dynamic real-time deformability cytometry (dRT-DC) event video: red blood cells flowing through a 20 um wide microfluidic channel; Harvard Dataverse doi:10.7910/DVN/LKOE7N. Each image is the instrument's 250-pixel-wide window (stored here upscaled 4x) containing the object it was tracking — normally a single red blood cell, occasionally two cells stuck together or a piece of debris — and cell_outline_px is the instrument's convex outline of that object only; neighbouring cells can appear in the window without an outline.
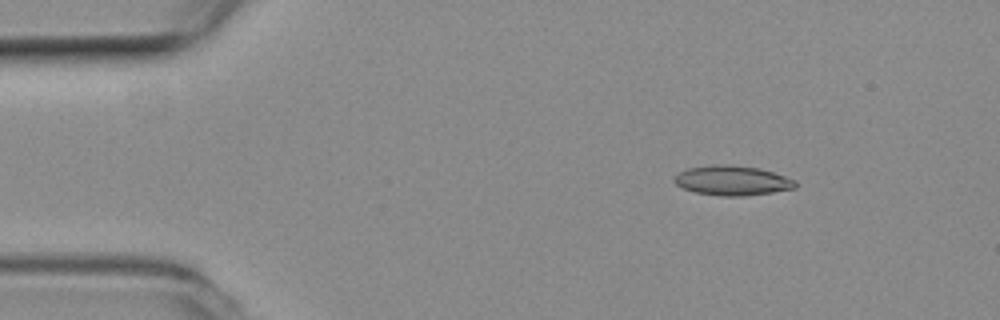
{"species": "common noctule bat (a hibernating species)", "species_latin": "Nyctalus noctula", "temperature_condition": "room temperature", "stored_images_in_passage": 5, "camera_frame_rate_fps": 3000, "um_per_image_px": 0.085, "animal": {"sex": "female", "body_mass_g": 19.3, "forearm_length_mm": 54.1}, "frame": {"image": 1, "passage_image": 2, "time_ms": 0.333, "image_size_px": [1000, 320], "cell_outline_px": [[796, 188], [772, 192], [744, 196], [720, 196], [696, 192], [684, 188], [676, 184], [672, 180], [680, 172], [688, 168], [712, 164], [724, 164], [756, 168], [772, 172], [796, 180]], "centroid_in_image_um": [62.23, 15.35], "position_along_channel_um": 22.8, "area_um2": 20.75}}
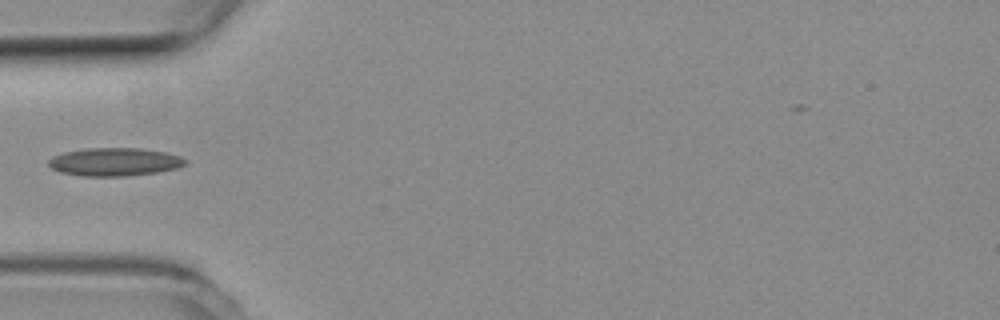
{"frame": {"image": 2, "passage_image": 5, "time_ms": 1.333, "image_size_px": [1000, 320], "cell_outline_px": [[188, 160], [180, 168], [156, 172], [124, 176], [84, 176], [60, 172], [52, 168], [48, 164], [48, 160], [52, 156], [64, 152], [88, 148], [140, 148], [164, 152], [180, 156]], "centroid_in_image_um": [9.74, 13.76], "position_along_channel_um": 75.3, "area_um2": 22.37}}